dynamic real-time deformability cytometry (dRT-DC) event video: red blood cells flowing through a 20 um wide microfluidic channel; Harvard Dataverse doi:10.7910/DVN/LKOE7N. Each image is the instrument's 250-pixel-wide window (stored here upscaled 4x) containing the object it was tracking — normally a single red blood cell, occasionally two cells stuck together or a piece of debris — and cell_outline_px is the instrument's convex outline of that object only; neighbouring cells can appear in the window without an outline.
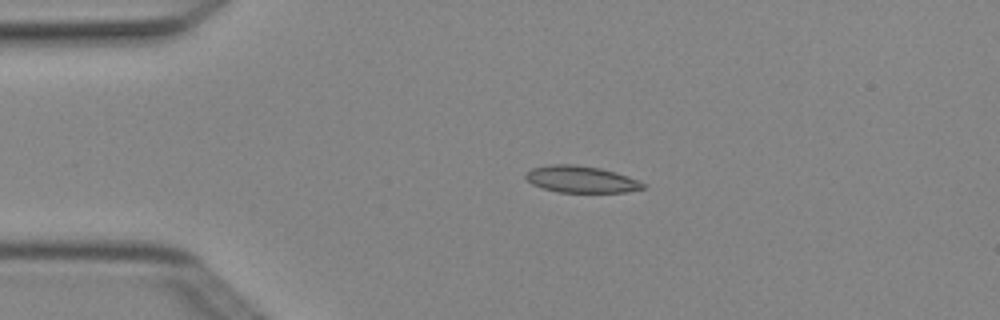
{"species": "Egyptian fruit bat (a non-hibernating species)", "species_latin": "Rousettus aegyptiacus", "temperature_condition": "cold", "stored_images_in_passage": 4, "camera_frame_rate_fps": 3000, "um_per_image_px": 0.085, "animal": {"sex": "female"}, "frame": {"image": 1, "passage_image": 3, "time_ms": 0.667, "image_size_px": [1000, 320], "cell_outline_px": [[644, 188], [624, 192], [556, 192], [532, 184], [524, 176], [524, 172], [532, 168], [548, 164], [576, 164], [600, 168], [616, 172], [628, 176], [644, 184]], "centroid_in_image_um": [49.33, 15.22], "position_along_channel_um": 35.7, "area_um2": 18.26}}